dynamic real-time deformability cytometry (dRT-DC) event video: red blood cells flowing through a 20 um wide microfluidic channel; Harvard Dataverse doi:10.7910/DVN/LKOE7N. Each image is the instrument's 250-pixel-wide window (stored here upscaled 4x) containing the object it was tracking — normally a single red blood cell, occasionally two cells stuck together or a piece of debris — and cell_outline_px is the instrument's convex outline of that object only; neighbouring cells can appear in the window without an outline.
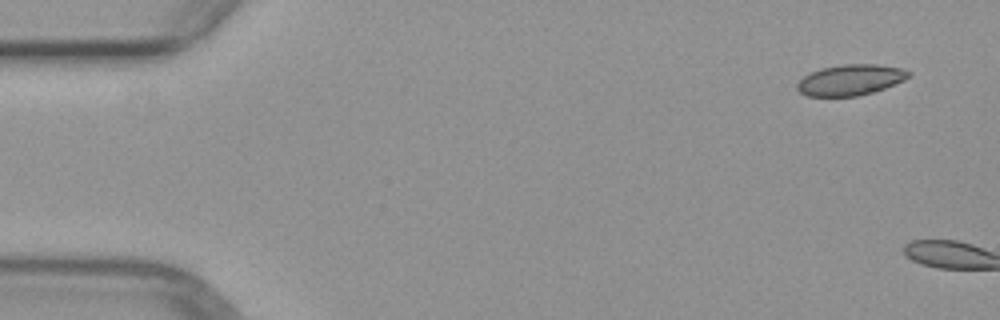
{"species": "common noctule bat (a hibernating species)", "species_latin": "Nyctalus noctula", "temperature_condition": "warm", "stored_images_in_passage": 2, "camera_frame_rate_fps": 3000, "um_per_image_px": 0.085, "animal": {"sex": "female", "body_mass_g": 29.2, "forearm_length_mm": 56.3}, "frame": {"image": 1, "passage_image": 1, "time_ms": 0.0, "image_size_px": [1000, 320], "cell_outline_px": [[912, 76], [904, 80], [884, 88], [872, 92], [856, 96], [808, 96], [800, 92], [796, 88], [796, 84], [804, 76], [820, 68], [844, 64], [876, 64], [900, 68], [912, 72]], "centroid_in_image_um": [72.3, 6.79], "position_along_channel_um": 12.7, "area_um2": 19.94}}